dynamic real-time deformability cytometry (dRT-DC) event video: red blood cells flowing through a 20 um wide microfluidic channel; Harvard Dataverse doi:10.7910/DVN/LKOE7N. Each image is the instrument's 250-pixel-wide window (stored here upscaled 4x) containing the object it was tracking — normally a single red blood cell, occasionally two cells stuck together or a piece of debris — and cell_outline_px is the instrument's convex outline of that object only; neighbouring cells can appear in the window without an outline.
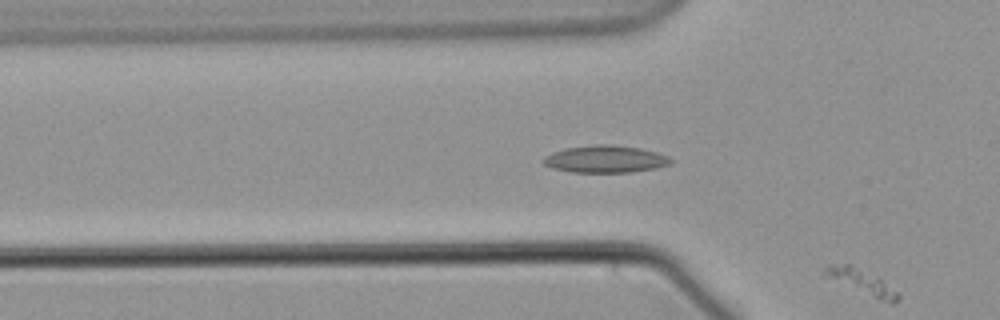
{"species": "common noctule bat (a hibernating species)", "species_latin": "Nyctalus noctula", "temperature_condition": "warm", "stored_images_in_passage": 20, "camera_frame_rate_fps": 3000, "um_per_image_px": 0.085, "animal": {"sex": "male", "body_mass_g": 21.5, "forearm_length_mm": 52.0}, "frame": {"image": 1, "passage_image": 20, "time_ms": 6.333, "image_size_px": [1000, 320], "cell_outline_px": [[900, 300], [892, 304], [824, 276], [824, 268], [828, 264], [852, 264], [876, 276], [896, 292], [900, 296]], "centroid_in_image_um": [73.21, 23.92], "position_along_channel_um": 52.6, "area_um2": 10.12}}